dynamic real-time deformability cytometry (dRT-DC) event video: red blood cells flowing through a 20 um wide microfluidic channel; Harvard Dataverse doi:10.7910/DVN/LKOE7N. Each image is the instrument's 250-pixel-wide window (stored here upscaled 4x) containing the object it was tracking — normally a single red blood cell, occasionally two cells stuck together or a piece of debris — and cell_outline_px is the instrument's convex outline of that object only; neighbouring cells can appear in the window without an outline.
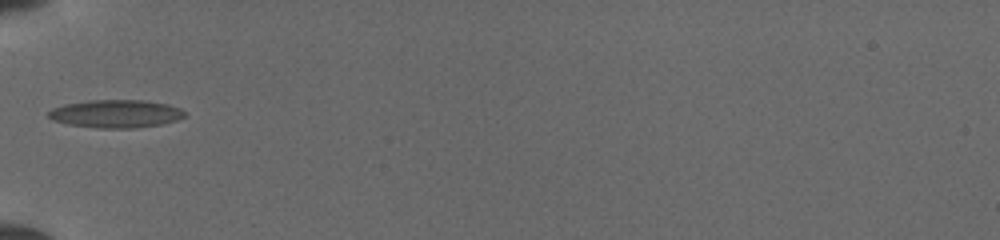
{"species": "common noctule bat (a hibernating species)", "species_latin": "Nyctalus noctula", "temperature_condition": "cold", "stored_images_in_passage": 20, "camera_frame_rate_fps": 3000, "um_per_image_px": 0.085, "animal": {"sex": "female", "body_mass_g": 19.5, "forearm_length_mm": 54.1}, "frame": {"image": 1, "passage_image": 1, "time_ms": 0.0, "image_size_px": [1000, 240], "cell_outline_px": [[184, 116], [176, 120], [160, 124], [132, 128], [100, 128], [68, 124], [52, 120], [48, 116], [48, 112], [52, 108], [64, 104], [88, 100], [144, 100], [168, 104], [180, 108], [184, 112]], "centroid_in_image_um": [9.81, 9.66], "position_along_channel_um": 75.2, "area_um2": 22.08}}
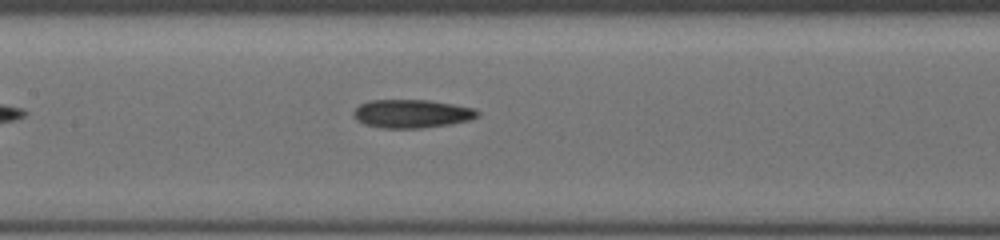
{"frame": {"image": 2, "passage_image": 8, "time_ms": 2.333, "image_size_px": [1000, 240], "cell_outline_px": [[480, 116], [468, 120], [452, 124], [420, 128], [384, 128], [364, 124], [356, 120], [352, 116], [352, 112], [360, 104], [368, 100], [428, 100], [452, 104], [472, 108], [480, 112]], "centroid_in_image_um": [34.97, 9.66], "position_along_channel_um": 172.4, "area_um2": 20.58}}
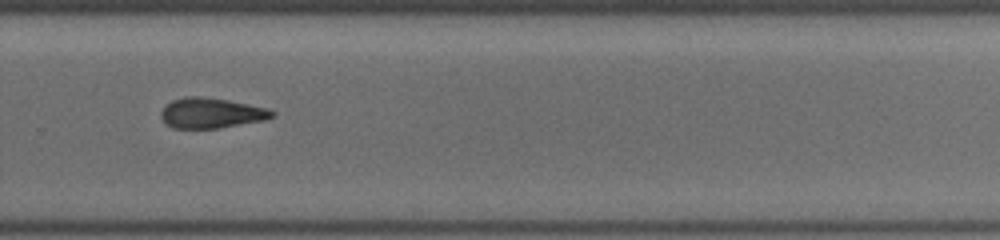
{"frame": {"image": 3, "passage_image": 18, "time_ms": 5.667, "image_size_px": [1000, 240], "cell_outline_px": [[276, 116], [268, 120], [216, 128], [172, 128], [160, 116], [160, 112], [172, 100], [188, 96], [200, 96], [228, 100], [268, 108], [276, 112]], "centroid_in_image_um": [18.02, 9.61], "position_along_channel_um": 311.8, "area_um2": 19.59}}